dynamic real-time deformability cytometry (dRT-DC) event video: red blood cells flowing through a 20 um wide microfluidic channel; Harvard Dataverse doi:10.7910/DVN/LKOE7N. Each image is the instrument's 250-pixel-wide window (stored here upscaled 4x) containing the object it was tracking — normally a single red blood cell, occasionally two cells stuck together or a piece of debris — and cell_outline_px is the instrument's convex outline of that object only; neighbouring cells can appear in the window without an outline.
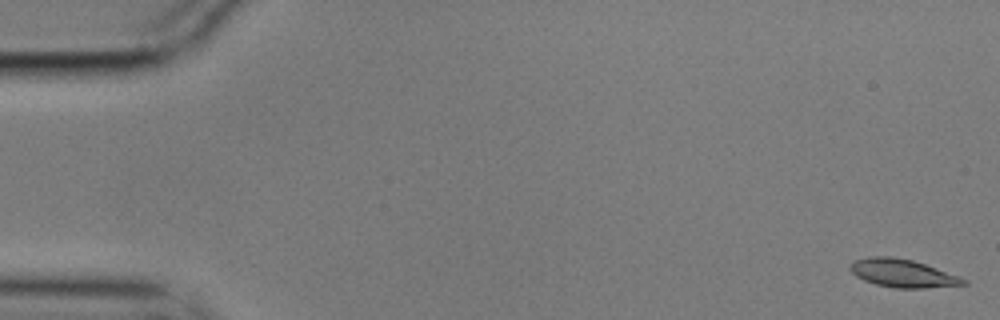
{"species": "common noctule bat (a hibernating species)", "species_latin": "Nyctalus noctula", "temperature_condition": "cold", "stored_images_in_passage": 9, "camera_frame_rate_fps": 3000, "um_per_image_px": 0.085, "animal": {"sex": "male", "body_mass_g": 17.9}, "frame": {"image": 1, "passage_image": 1, "time_ms": 0.0, "image_size_px": [1000, 320], "cell_outline_px": [[968, 284], [924, 288], [896, 288], [876, 284], [864, 280], [856, 276], [848, 268], [856, 260], [868, 256], [892, 256], [912, 260], [936, 268], [968, 280]], "centroid_in_image_um": [76.71, 23.22], "position_along_channel_um": 8.3, "area_um2": 18.32}}